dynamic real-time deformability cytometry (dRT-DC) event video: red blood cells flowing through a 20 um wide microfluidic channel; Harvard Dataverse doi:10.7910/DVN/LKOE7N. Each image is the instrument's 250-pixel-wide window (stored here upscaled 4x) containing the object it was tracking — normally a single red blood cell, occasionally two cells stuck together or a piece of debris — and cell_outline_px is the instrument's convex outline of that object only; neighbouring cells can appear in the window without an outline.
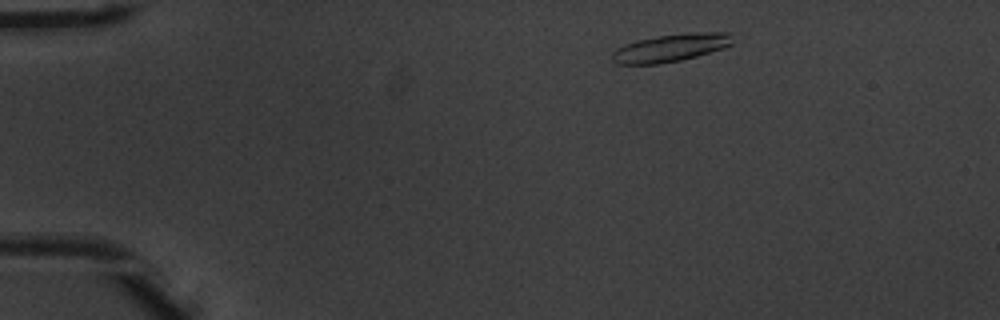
{"species": "common noctule bat (a hibernating species)", "species_latin": "Nyctalus noctula", "temperature_condition": "warm", "stored_images_in_passage": 47, "camera_frame_rate_fps": 3000, "um_per_image_px": 0.085, "animal": {"sex": "male", "body_mass_g": 20.1, "forearm_length_mm": 53.5}, "frame": {"image": 1, "passage_image": 4, "time_ms": 1.0, "image_size_px": [1000, 320], "cell_outline_px": [[732, 44], [724, 48], [696, 56], [680, 60], [656, 64], [616, 64], [612, 60], [612, 52], [616, 48], [624, 44], [636, 40], [656, 36], [688, 32], [732, 32]], "centroid_in_image_um": [57.0, 4.05], "position_along_channel_um": 28.0, "area_um2": 19.65}}
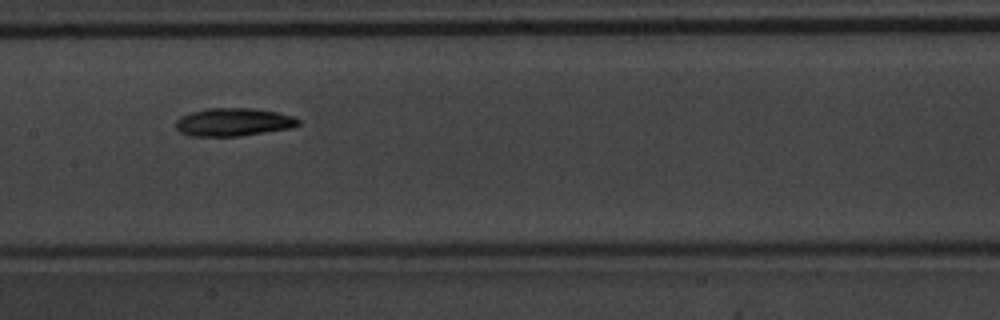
{"frame": {"image": 2, "passage_image": 22, "time_ms": 7.0, "image_size_px": [1000, 320], "cell_outline_px": [[300, 124], [292, 128], [240, 136], [188, 136], [180, 132], [176, 128], [176, 120], [180, 116], [192, 112], [208, 108], [256, 108], [280, 112], [292, 116], [300, 120]], "centroid_in_image_um": [19.86, 10.37], "position_along_channel_um": 187.5, "area_um2": 20.23}}
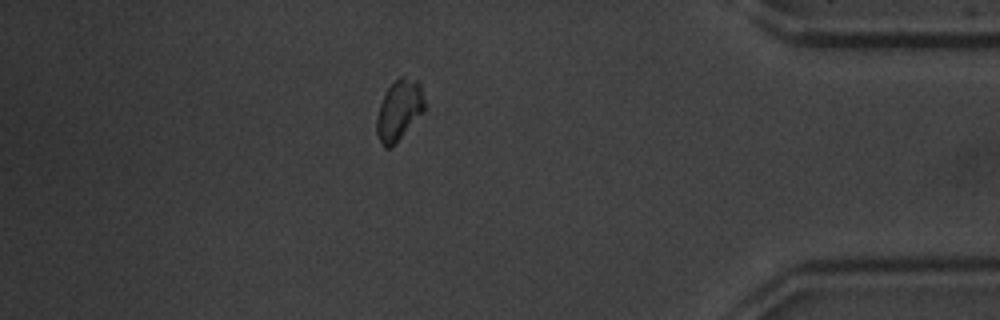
{"frame": {"image": 3, "passage_image": 41, "time_ms": 13.333, "image_size_px": [1000, 320], "cell_outline_px": [[424, 112], [392, 148], [384, 148], [376, 132], [376, 116], [380, 104], [388, 88], [400, 76], [404, 76], [420, 80], [424, 100]], "centroid_in_image_um": [33.93, 9.37], "position_along_channel_um": 401.3, "area_um2": 17.05}, "authors_computed_cell_mechanics": {"area_um2": 19.1318, "velocity_mm_per_s": 3.888, "shape_relaxation_time_tau1_ms": 3.1132, "shape_relaxation_time_tau2_ms": null, "deformation_change_tau1": 0.122, "deformation_change_tau2": null}}